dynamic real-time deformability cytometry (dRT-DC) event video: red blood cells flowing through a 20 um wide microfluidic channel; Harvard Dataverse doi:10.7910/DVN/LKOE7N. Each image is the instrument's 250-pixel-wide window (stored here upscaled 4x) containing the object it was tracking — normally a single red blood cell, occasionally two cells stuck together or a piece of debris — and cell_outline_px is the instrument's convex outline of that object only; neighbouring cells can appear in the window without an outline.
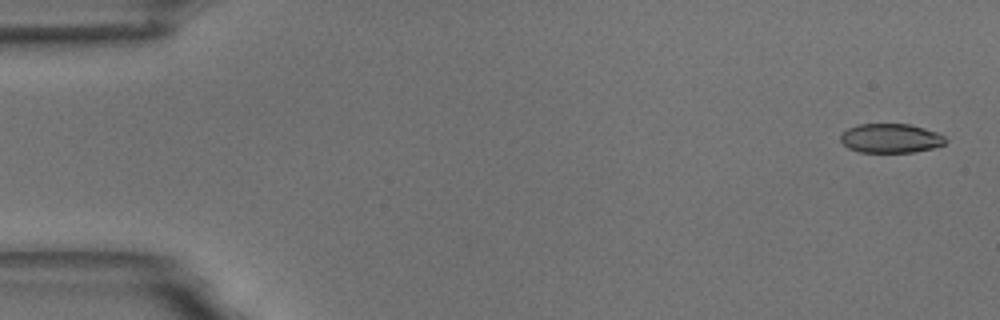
{"species": "common noctule bat (a hibernating species)", "species_latin": "Nyctalus noctula", "temperature_condition": "room temperature", "stored_images_in_passage": 13, "camera_frame_rate_fps": 3000, "um_per_image_px": 0.085, "animal": {"sex": "male", "body_mass_g": 18.8}, "frame": {"image": 1, "passage_image": 1, "time_ms": 0.0, "image_size_px": [1000, 320], "cell_outline_px": [[948, 140], [944, 144], [932, 148], [912, 152], [860, 152], [848, 148], [840, 140], [840, 136], [848, 128], [860, 124], [912, 124], [936, 132], [944, 136]], "centroid_in_image_um": [75.72, 11.75], "position_along_channel_um": 9.3, "area_um2": 17.8}}
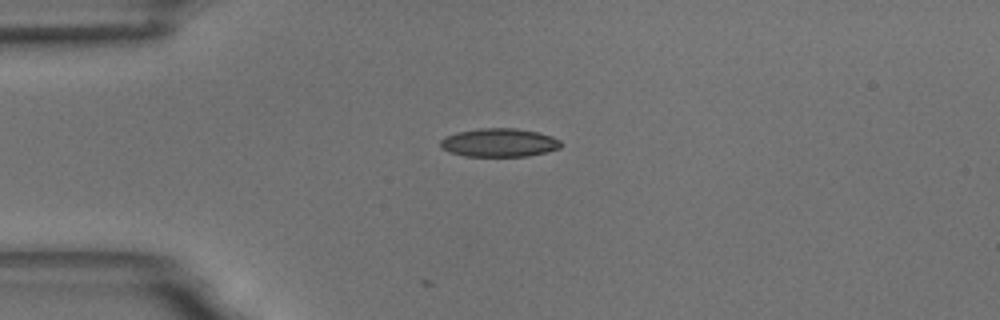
{"frame": {"image": 2, "passage_image": 13, "time_ms": 4.0, "image_size_px": [1000, 320], "cell_outline_px": [[564, 144], [560, 148], [528, 156], [464, 156], [448, 152], [440, 148], [440, 140], [444, 136], [456, 132], [480, 128], [516, 128], [536, 132], [552, 136], [560, 140]], "centroid_in_image_um": [42.4, 12.12], "position_along_channel_um": 42.6, "area_um2": 20.17}}